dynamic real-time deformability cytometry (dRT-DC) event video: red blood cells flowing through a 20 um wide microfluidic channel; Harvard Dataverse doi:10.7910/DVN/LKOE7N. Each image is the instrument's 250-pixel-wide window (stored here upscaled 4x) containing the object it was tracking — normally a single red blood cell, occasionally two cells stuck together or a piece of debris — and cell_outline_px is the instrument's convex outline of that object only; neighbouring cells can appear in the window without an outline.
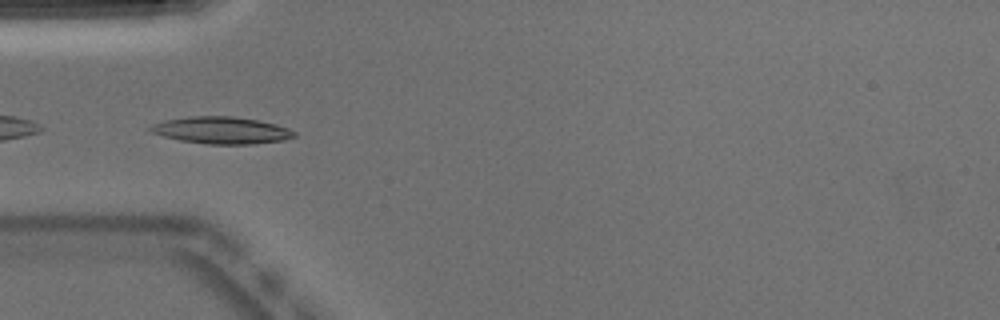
{"species": "Egyptian fruit bat (a non-hibernating species)", "species_latin": "Rousettus aegyptiacus", "temperature_condition": "warm", "stored_images_in_passage": 49, "camera_frame_rate_fps": 3000, "um_per_image_px": 0.085, "animal": {"sex": "male"}, "frame": {"image": 1, "passage_image": 16, "time_ms": 5.0, "image_size_px": [1000, 320], "cell_outline_px": [[296, 136], [284, 140], [252, 144], [208, 144], [180, 140], [164, 136], [152, 132], [148, 128], [152, 124], [164, 120], [188, 116], [232, 116], [256, 120], [276, 124], [288, 128], [296, 132]], "centroid_in_image_um": [18.83, 11.07], "position_along_channel_um": 66.2, "area_um2": 22.54}}
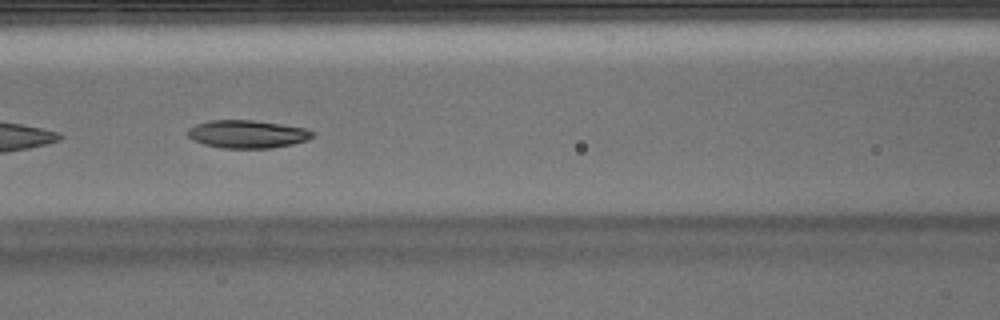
{"frame": {"image": 2, "passage_image": 22, "time_ms": 7.0, "image_size_px": [1000, 320], "cell_outline_px": [[316, 132], [308, 140], [292, 144], [272, 148], [224, 148], [204, 144], [192, 140], [188, 136], [188, 128], [196, 124], [212, 120], [252, 120], [280, 124], [304, 128]], "centroid_in_image_um": [21.02, 11.4], "position_along_channel_um": 145.6, "area_um2": 20.23}}
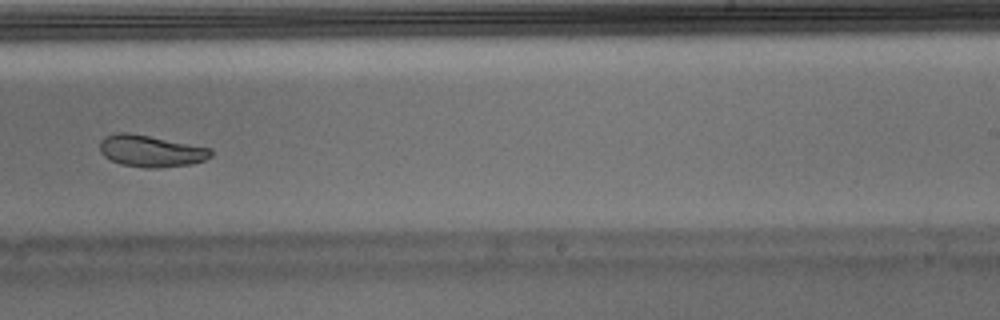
{"frame": {"image": 3, "passage_image": 32, "time_ms": 10.333, "image_size_px": [1000, 320], "cell_outline_px": [[212, 156], [204, 160], [188, 164], [160, 168], [144, 168], [120, 164], [104, 156], [100, 152], [100, 140], [104, 136], [116, 132], [128, 132], [212, 148]], "centroid_in_image_um": [12.8, 12.83], "position_along_channel_um": 276.2, "area_um2": 20.58}, "authors_computed_cell_mechanics": {"area_um2": 26.4146, "velocity_mm_per_s": 3.9278, "shape_relaxation_time_tau1_ms": 5.6758, "shape_relaxation_time_tau2_ms": 4.8719, "deformation_change_tau1": 0.1928, "deformation_change_tau2": 0.0932}}